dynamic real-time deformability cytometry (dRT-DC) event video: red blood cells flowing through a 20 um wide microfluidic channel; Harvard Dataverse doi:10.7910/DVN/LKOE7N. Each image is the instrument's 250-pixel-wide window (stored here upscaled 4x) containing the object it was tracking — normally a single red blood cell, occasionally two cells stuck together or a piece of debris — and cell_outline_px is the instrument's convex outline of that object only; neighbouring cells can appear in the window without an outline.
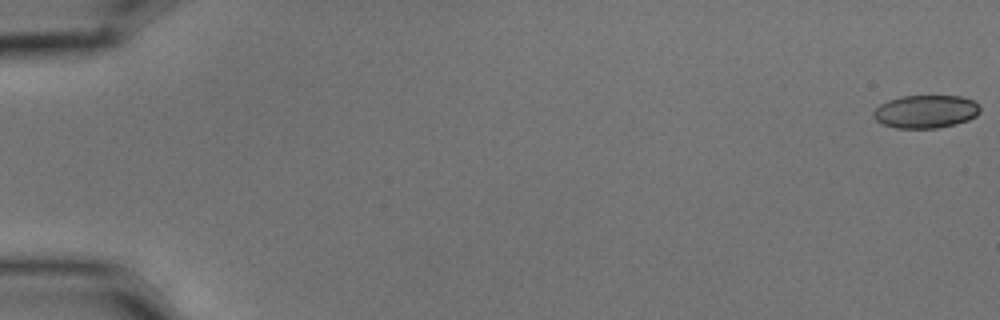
{"species": "common noctule bat (a hibernating species)", "species_latin": "Nyctalus noctula", "temperature_condition": "cold", "stored_images_in_passage": 6, "camera_frame_rate_fps": 3000, "um_per_image_px": 0.085, "animal": {"sex": "male", "body_mass_g": 15.6}, "frame": {"image": 1, "passage_image": 1, "time_ms": 0.0, "image_size_px": [1000, 320], "cell_outline_px": [[980, 112], [976, 116], [968, 120], [936, 128], [896, 128], [884, 124], [876, 120], [872, 116], [872, 112], [880, 104], [888, 100], [900, 96], [964, 96], [980, 104]], "centroid_in_image_um": [78.69, 9.47], "position_along_channel_um": 6.3, "area_um2": 20.58}}
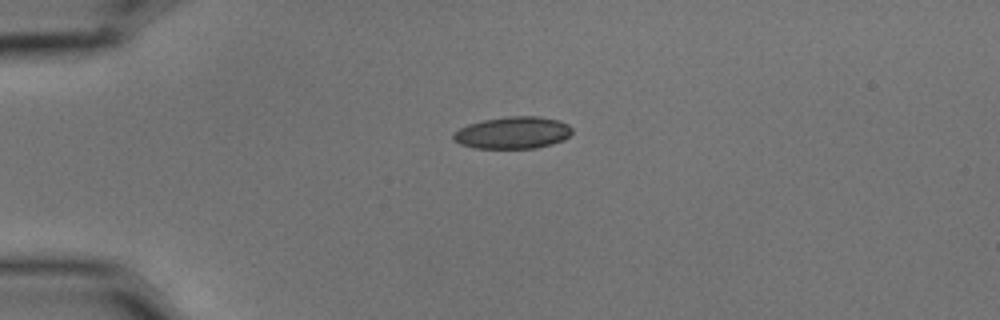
{"frame": {"image": 2, "passage_image": 5, "time_ms": 1.333, "image_size_px": [1000, 320], "cell_outline_px": [[572, 132], [564, 140], [552, 144], [536, 148], [476, 148], [460, 144], [452, 140], [452, 132], [468, 124], [484, 120], [504, 116], [540, 116], [560, 120], [568, 124], [572, 128]], "centroid_in_image_um": [43.58, 11.27], "position_along_channel_um": 41.4, "area_um2": 22.43}}